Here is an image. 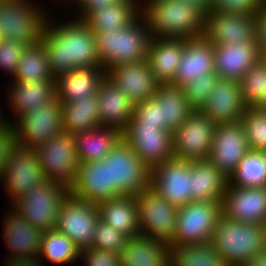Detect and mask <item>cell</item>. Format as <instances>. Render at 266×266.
<instances>
[{
  "label": "cell",
  "instance_id": "6da1fadb",
  "mask_svg": "<svg viewBox=\"0 0 266 266\" xmlns=\"http://www.w3.org/2000/svg\"><path fill=\"white\" fill-rule=\"evenodd\" d=\"M42 43L54 79L77 68L102 67L96 49L95 34L84 20L71 19L61 25L47 20Z\"/></svg>",
  "mask_w": 266,
  "mask_h": 266
},
{
  "label": "cell",
  "instance_id": "7a4b0ae2",
  "mask_svg": "<svg viewBox=\"0 0 266 266\" xmlns=\"http://www.w3.org/2000/svg\"><path fill=\"white\" fill-rule=\"evenodd\" d=\"M145 3H141V15L152 37L193 39L204 35L205 15L193 6L181 0Z\"/></svg>",
  "mask_w": 266,
  "mask_h": 266
},
{
  "label": "cell",
  "instance_id": "3957f363",
  "mask_svg": "<svg viewBox=\"0 0 266 266\" xmlns=\"http://www.w3.org/2000/svg\"><path fill=\"white\" fill-rule=\"evenodd\" d=\"M210 243L231 266H243L266 252V225L219 217Z\"/></svg>",
  "mask_w": 266,
  "mask_h": 266
},
{
  "label": "cell",
  "instance_id": "277c9868",
  "mask_svg": "<svg viewBox=\"0 0 266 266\" xmlns=\"http://www.w3.org/2000/svg\"><path fill=\"white\" fill-rule=\"evenodd\" d=\"M151 33L140 14L122 29L95 34L99 61L108 71L114 66L147 60Z\"/></svg>",
  "mask_w": 266,
  "mask_h": 266
},
{
  "label": "cell",
  "instance_id": "5b68a950",
  "mask_svg": "<svg viewBox=\"0 0 266 266\" xmlns=\"http://www.w3.org/2000/svg\"><path fill=\"white\" fill-rule=\"evenodd\" d=\"M69 188L52 181L31 186L23 196L13 201V211L42 232L56 228L63 200Z\"/></svg>",
  "mask_w": 266,
  "mask_h": 266
},
{
  "label": "cell",
  "instance_id": "8992f818",
  "mask_svg": "<svg viewBox=\"0 0 266 266\" xmlns=\"http://www.w3.org/2000/svg\"><path fill=\"white\" fill-rule=\"evenodd\" d=\"M29 0H8L0 2V34L3 40L32 46L42 41L48 20L39 6ZM41 10V11H40Z\"/></svg>",
  "mask_w": 266,
  "mask_h": 266
},
{
  "label": "cell",
  "instance_id": "52a82bcc",
  "mask_svg": "<svg viewBox=\"0 0 266 266\" xmlns=\"http://www.w3.org/2000/svg\"><path fill=\"white\" fill-rule=\"evenodd\" d=\"M46 181L69 188L74 184L79 165L75 135L62 131L34 149Z\"/></svg>",
  "mask_w": 266,
  "mask_h": 266
},
{
  "label": "cell",
  "instance_id": "ba28073f",
  "mask_svg": "<svg viewBox=\"0 0 266 266\" xmlns=\"http://www.w3.org/2000/svg\"><path fill=\"white\" fill-rule=\"evenodd\" d=\"M103 161H109L110 184L120 195L136 196L150 187L151 170L123 138Z\"/></svg>",
  "mask_w": 266,
  "mask_h": 266
},
{
  "label": "cell",
  "instance_id": "9c48e42d",
  "mask_svg": "<svg viewBox=\"0 0 266 266\" xmlns=\"http://www.w3.org/2000/svg\"><path fill=\"white\" fill-rule=\"evenodd\" d=\"M12 125L18 147L32 149L46 143L52 136L58 135L63 128L62 104L56 98L50 104L32 109Z\"/></svg>",
  "mask_w": 266,
  "mask_h": 266
},
{
  "label": "cell",
  "instance_id": "30bf717a",
  "mask_svg": "<svg viewBox=\"0 0 266 266\" xmlns=\"http://www.w3.org/2000/svg\"><path fill=\"white\" fill-rule=\"evenodd\" d=\"M222 214V202L191 201L178 209L171 244H201L211 240Z\"/></svg>",
  "mask_w": 266,
  "mask_h": 266
},
{
  "label": "cell",
  "instance_id": "8fae6325",
  "mask_svg": "<svg viewBox=\"0 0 266 266\" xmlns=\"http://www.w3.org/2000/svg\"><path fill=\"white\" fill-rule=\"evenodd\" d=\"M140 234L171 244L178 207L171 205L151 187L136 195Z\"/></svg>",
  "mask_w": 266,
  "mask_h": 266
},
{
  "label": "cell",
  "instance_id": "7c38bea8",
  "mask_svg": "<svg viewBox=\"0 0 266 266\" xmlns=\"http://www.w3.org/2000/svg\"><path fill=\"white\" fill-rule=\"evenodd\" d=\"M215 124L199 110H194L172 132L173 156L185 161L207 160L210 157Z\"/></svg>",
  "mask_w": 266,
  "mask_h": 266
},
{
  "label": "cell",
  "instance_id": "4fadbf2b",
  "mask_svg": "<svg viewBox=\"0 0 266 266\" xmlns=\"http://www.w3.org/2000/svg\"><path fill=\"white\" fill-rule=\"evenodd\" d=\"M122 138L150 170L174 158L172 132L160 126L140 124L132 117L122 131Z\"/></svg>",
  "mask_w": 266,
  "mask_h": 266
},
{
  "label": "cell",
  "instance_id": "5bb4252c",
  "mask_svg": "<svg viewBox=\"0 0 266 266\" xmlns=\"http://www.w3.org/2000/svg\"><path fill=\"white\" fill-rule=\"evenodd\" d=\"M98 220L96 204L69 193L60 208L56 229L70 238L79 250H83L91 247Z\"/></svg>",
  "mask_w": 266,
  "mask_h": 266
},
{
  "label": "cell",
  "instance_id": "9a60e30c",
  "mask_svg": "<svg viewBox=\"0 0 266 266\" xmlns=\"http://www.w3.org/2000/svg\"><path fill=\"white\" fill-rule=\"evenodd\" d=\"M150 187L178 208L191 202V161L172 158L151 169Z\"/></svg>",
  "mask_w": 266,
  "mask_h": 266
},
{
  "label": "cell",
  "instance_id": "2e32d148",
  "mask_svg": "<svg viewBox=\"0 0 266 266\" xmlns=\"http://www.w3.org/2000/svg\"><path fill=\"white\" fill-rule=\"evenodd\" d=\"M241 121L217 124L208 160L227 177L236 171L239 162L249 151Z\"/></svg>",
  "mask_w": 266,
  "mask_h": 266
},
{
  "label": "cell",
  "instance_id": "e0dca14e",
  "mask_svg": "<svg viewBox=\"0 0 266 266\" xmlns=\"http://www.w3.org/2000/svg\"><path fill=\"white\" fill-rule=\"evenodd\" d=\"M0 180L5 183V192L12 202L26 194L31 186L45 181L37 155L32 149L16 147L1 172Z\"/></svg>",
  "mask_w": 266,
  "mask_h": 266
},
{
  "label": "cell",
  "instance_id": "ac0fdd59",
  "mask_svg": "<svg viewBox=\"0 0 266 266\" xmlns=\"http://www.w3.org/2000/svg\"><path fill=\"white\" fill-rule=\"evenodd\" d=\"M222 214L232 220L266 225V186H227Z\"/></svg>",
  "mask_w": 266,
  "mask_h": 266
},
{
  "label": "cell",
  "instance_id": "d6986e66",
  "mask_svg": "<svg viewBox=\"0 0 266 266\" xmlns=\"http://www.w3.org/2000/svg\"><path fill=\"white\" fill-rule=\"evenodd\" d=\"M255 15L209 12L205 16L204 37L214 46L256 41Z\"/></svg>",
  "mask_w": 266,
  "mask_h": 266
},
{
  "label": "cell",
  "instance_id": "ffe728a7",
  "mask_svg": "<svg viewBox=\"0 0 266 266\" xmlns=\"http://www.w3.org/2000/svg\"><path fill=\"white\" fill-rule=\"evenodd\" d=\"M69 192L94 204L120 196L110 184L109 161L103 160L79 163L75 182Z\"/></svg>",
  "mask_w": 266,
  "mask_h": 266
},
{
  "label": "cell",
  "instance_id": "44dd1931",
  "mask_svg": "<svg viewBox=\"0 0 266 266\" xmlns=\"http://www.w3.org/2000/svg\"><path fill=\"white\" fill-rule=\"evenodd\" d=\"M107 77L120 87L134 105L153 97L160 84L147 60L114 66L107 71Z\"/></svg>",
  "mask_w": 266,
  "mask_h": 266
},
{
  "label": "cell",
  "instance_id": "7402d4cb",
  "mask_svg": "<svg viewBox=\"0 0 266 266\" xmlns=\"http://www.w3.org/2000/svg\"><path fill=\"white\" fill-rule=\"evenodd\" d=\"M245 109L239 81L219 78L199 111L222 124L239 121Z\"/></svg>",
  "mask_w": 266,
  "mask_h": 266
},
{
  "label": "cell",
  "instance_id": "603a6c76",
  "mask_svg": "<svg viewBox=\"0 0 266 266\" xmlns=\"http://www.w3.org/2000/svg\"><path fill=\"white\" fill-rule=\"evenodd\" d=\"M260 59L257 41L214 46V68L221 79L240 81Z\"/></svg>",
  "mask_w": 266,
  "mask_h": 266
},
{
  "label": "cell",
  "instance_id": "cb8c5ba5",
  "mask_svg": "<svg viewBox=\"0 0 266 266\" xmlns=\"http://www.w3.org/2000/svg\"><path fill=\"white\" fill-rule=\"evenodd\" d=\"M214 71V45L204 36L186 39L182 59L171 84L185 87L193 79Z\"/></svg>",
  "mask_w": 266,
  "mask_h": 266
},
{
  "label": "cell",
  "instance_id": "d4e9b609",
  "mask_svg": "<svg viewBox=\"0 0 266 266\" xmlns=\"http://www.w3.org/2000/svg\"><path fill=\"white\" fill-rule=\"evenodd\" d=\"M106 77L107 71L103 67L73 69L55 79L56 99L68 103L97 96Z\"/></svg>",
  "mask_w": 266,
  "mask_h": 266
},
{
  "label": "cell",
  "instance_id": "484cf974",
  "mask_svg": "<svg viewBox=\"0 0 266 266\" xmlns=\"http://www.w3.org/2000/svg\"><path fill=\"white\" fill-rule=\"evenodd\" d=\"M3 236L11 258H38L43 232L11 210L4 219Z\"/></svg>",
  "mask_w": 266,
  "mask_h": 266
},
{
  "label": "cell",
  "instance_id": "4316f807",
  "mask_svg": "<svg viewBox=\"0 0 266 266\" xmlns=\"http://www.w3.org/2000/svg\"><path fill=\"white\" fill-rule=\"evenodd\" d=\"M100 126L123 131L133 117L135 105L113 81L106 77L98 90Z\"/></svg>",
  "mask_w": 266,
  "mask_h": 266
},
{
  "label": "cell",
  "instance_id": "83f0119b",
  "mask_svg": "<svg viewBox=\"0 0 266 266\" xmlns=\"http://www.w3.org/2000/svg\"><path fill=\"white\" fill-rule=\"evenodd\" d=\"M186 39L151 37L147 61L155 79L171 83L181 62Z\"/></svg>",
  "mask_w": 266,
  "mask_h": 266
},
{
  "label": "cell",
  "instance_id": "f1b7e54d",
  "mask_svg": "<svg viewBox=\"0 0 266 266\" xmlns=\"http://www.w3.org/2000/svg\"><path fill=\"white\" fill-rule=\"evenodd\" d=\"M120 255L121 266H171L170 245L142 234L129 237Z\"/></svg>",
  "mask_w": 266,
  "mask_h": 266
},
{
  "label": "cell",
  "instance_id": "f546056e",
  "mask_svg": "<svg viewBox=\"0 0 266 266\" xmlns=\"http://www.w3.org/2000/svg\"><path fill=\"white\" fill-rule=\"evenodd\" d=\"M229 178L208 159L191 162V201H219L225 196Z\"/></svg>",
  "mask_w": 266,
  "mask_h": 266
},
{
  "label": "cell",
  "instance_id": "4dcf8cb0",
  "mask_svg": "<svg viewBox=\"0 0 266 266\" xmlns=\"http://www.w3.org/2000/svg\"><path fill=\"white\" fill-rule=\"evenodd\" d=\"M96 205L101 221L128 238L140 234L136 196L120 195Z\"/></svg>",
  "mask_w": 266,
  "mask_h": 266
},
{
  "label": "cell",
  "instance_id": "1f68e13d",
  "mask_svg": "<svg viewBox=\"0 0 266 266\" xmlns=\"http://www.w3.org/2000/svg\"><path fill=\"white\" fill-rule=\"evenodd\" d=\"M154 95L159 99L160 129L174 132L194 111L183 87L162 83Z\"/></svg>",
  "mask_w": 266,
  "mask_h": 266
},
{
  "label": "cell",
  "instance_id": "d6a6232c",
  "mask_svg": "<svg viewBox=\"0 0 266 266\" xmlns=\"http://www.w3.org/2000/svg\"><path fill=\"white\" fill-rule=\"evenodd\" d=\"M11 83L8 97L14 117L20 118L36 107L50 104L56 98L55 81Z\"/></svg>",
  "mask_w": 266,
  "mask_h": 266
},
{
  "label": "cell",
  "instance_id": "836d02e7",
  "mask_svg": "<svg viewBox=\"0 0 266 266\" xmlns=\"http://www.w3.org/2000/svg\"><path fill=\"white\" fill-rule=\"evenodd\" d=\"M74 135L79 163L105 159L122 138L121 131L106 126H100Z\"/></svg>",
  "mask_w": 266,
  "mask_h": 266
},
{
  "label": "cell",
  "instance_id": "e575fe53",
  "mask_svg": "<svg viewBox=\"0 0 266 266\" xmlns=\"http://www.w3.org/2000/svg\"><path fill=\"white\" fill-rule=\"evenodd\" d=\"M142 0H122L92 12L84 21L94 34L122 29L141 14Z\"/></svg>",
  "mask_w": 266,
  "mask_h": 266
},
{
  "label": "cell",
  "instance_id": "d590c367",
  "mask_svg": "<svg viewBox=\"0 0 266 266\" xmlns=\"http://www.w3.org/2000/svg\"><path fill=\"white\" fill-rule=\"evenodd\" d=\"M61 104L64 131L74 135L100 127L98 95Z\"/></svg>",
  "mask_w": 266,
  "mask_h": 266
},
{
  "label": "cell",
  "instance_id": "8d00e7d4",
  "mask_svg": "<svg viewBox=\"0 0 266 266\" xmlns=\"http://www.w3.org/2000/svg\"><path fill=\"white\" fill-rule=\"evenodd\" d=\"M43 81H55V79L51 75L48 52L41 41L38 44L25 47L13 82L37 83Z\"/></svg>",
  "mask_w": 266,
  "mask_h": 266
},
{
  "label": "cell",
  "instance_id": "74e56055",
  "mask_svg": "<svg viewBox=\"0 0 266 266\" xmlns=\"http://www.w3.org/2000/svg\"><path fill=\"white\" fill-rule=\"evenodd\" d=\"M171 266H231L210 242L170 244Z\"/></svg>",
  "mask_w": 266,
  "mask_h": 266
},
{
  "label": "cell",
  "instance_id": "f35d334b",
  "mask_svg": "<svg viewBox=\"0 0 266 266\" xmlns=\"http://www.w3.org/2000/svg\"><path fill=\"white\" fill-rule=\"evenodd\" d=\"M229 186H266V152L249 150L229 178Z\"/></svg>",
  "mask_w": 266,
  "mask_h": 266
},
{
  "label": "cell",
  "instance_id": "ab89813d",
  "mask_svg": "<svg viewBox=\"0 0 266 266\" xmlns=\"http://www.w3.org/2000/svg\"><path fill=\"white\" fill-rule=\"evenodd\" d=\"M43 257L54 264H73L80 259V250L70 238L55 228L43 232L38 259L41 260Z\"/></svg>",
  "mask_w": 266,
  "mask_h": 266
},
{
  "label": "cell",
  "instance_id": "60d3db41",
  "mask_svg": "<svg viewBox=\"0 0 266 266\" xmlns=\"http://www.w3.org/2000/svg\"><path fill=\"white\" fill-rule=\"evenodd\" d=\"M246 108L266 109V64L260 59L240 79Z\"/></svg>",
  "mask_w": 266,
  "mask_h": 266
},
{
  "label": "cell",
  "instance_id": "b9f144b4",
  "mask_svg": "<svg viewBox=\"0 0 266 266\" xmlns=\"http://www.w3.org/2000/svg\"><path fill=\"white\" fill-rule=\"evenodd\" d=\"M240 121L249 149L266 152V109L246 108Z\"/></svg>",
  "mask_w": 266,
  "mask_h": 266
},
{
  "label": "cell",
  "instance_id": "7bdbcfd3",
  "mask_svg": "<svg viewBox=\"0 0 266 266\" xmlns=\"http://www.w3.org/2000/svg\"><path fill=\"white\" fill-rule=\"evenodd\" d=\"M128 237L105 222L98 220L91 248L121 254Z\"/></svg>",
  "mask_w": 266,
  "mask_h": 266
},
{
  "label": "cell",
  "instance_id": "ee69618b",
  "mask_svg": "<svg viewBox=\"0 0 266 266\" xmlns=\"http://www.w3.org/2000/svg\"><path fill=\"white\" fill-rule=\"evenodd\" d=\"M219 75L214 71L205 77L195 78L183 87L186 97L194 110H199L206 102L210 91L214 88Z\"/></svg>",
  "mask_w": 266,
  "mask_h": 266
},
{
  "label": "cell",
  "instance_id": "f6af8a7d",
  "mask_svg": "<svg viewBox=\"0 0 266 266\" xmlns=\"http://www.w3.org/2000/svg\"><path fill=\"white\" fill-rule=\"evenodd\" d=\"M265 3L266 0H211L210 12L256 15Z\"/></svg>",
  "mask_w": 266,
  "mask_h": 266
},
{
  "label": "cell",
  "instance_id": "bcb514c9",
  "mask_svg": "<svg viewBox=\"0 0 266 266\" xmlns=\"http://www.w3.org/2000/svg\"><path fill=\"white\" fill-rule=\"evenodd\" d=\"M25 45L11 40L0 42V68L14 78Z\"/></svg>",
  "mask_w": 266,
  "mask_h": 266
},
{
  "label": "cell",
  "instance_id": "7dc6e473",
  "mask_svg": "<svg viewBox=\"0 0 266 266\" xmlns=\"http://www.w3.org/2000/svg\"><path fill=\"white\" fill-rule=\"evenodd\" d=\"M133 117L140 124L160 126L159 99L154 95L150 99L136 104Z\"/></svg>",
  "mask_w": 266,
  "mask_h": 266
},
{
  "label": "cell",
  "instance_id": "c3c4849f",
  "mask_svg": "<svg viewBox=\"0 0 266 266\" xmlns=\"http://www.w3.org/2000/svg\"><path fill=\"white\" fill-rule=\"evenodd\" d=\"M85 260L86 266H121V255L94 248L80 250V258Z\"/></svg>",
  "mask_w": 266,
  "mask_h": 266
},
{
  "label": "cell",
  "instance_id": "681fc988",
  "mask_svg": "<svg viewBox=\"0 0 266 266\" xmlns=\"http://www.w3.org/2000/svg\"><path fill=\"white\" fill-rule=\"evenodd\" d=\"M17 147L15 133L12 125L6 123L0 129V176L6 166L11 152Z\"/></svg>",
  "mask_w": 266,
  "mask_h": 266
},
{
  "label": "cell",
  "instance_id": "f907efd6",
  "mask_svg": "<svg viewBox=\"0 0 266 266\" xmlns=\"http://www.w3.org/2000/svg\"><path fill=\"white\" fill-rule=\"evenodd\" d=\"M256 41L260 53L266 52V3L255 15Z\"/></svg>",
  "mask_w": 266,
  "mask_h": 266
},
{
  "label": "cell",
  "instance_id": "816d5d0a",
  "mask_svg": "<svg viewBox=\"0 0 266 266\" xmlns=\"http://www.w3.org/2000/svg\"><path fill=\"white\" fill-rule=\"evenodd\" d=\"M120 1L122 0H80L76 5L79 9L78 11L81 12L77 14L79 15L78 19L85 20L95 10Z\"/></svg>",
  "mask_w": 266,
  "mask_h": 266
},
{
  "label": "cell",
  "instance_id": "f5cc1de1",
  "mask_svg": "<svg viewBox=\"0 0 266 266\" xmlns=\"http://www.w3.org/2000/svg\"><path fill=\"white\" fill-rule=\"evenodd\" d=\"M6 266H44L42 260L34 257L11 258L6 259Z\"/></svg>",
  "mask_w": 266,
  "mask_h": 266
},
{
  "label": "cell",
  "instance_id": "db71d44e",
  "mask_svg": "<svg viewBox=\"0 0 266 266\" xmlns=\"http://www.w3.org/2000/svg\"><path fill=\"white\" fill-rule=\"evenodd\" d=\"M187 5H191L194 8L198 9L205 16L210 12V2L211 0H181Z\"/></svg>",
  "mask_w": 266,
  "mask_h": 266
},
{
  "label": "cell",
  "instance_id": "11a10c76",
  "mask_svg": "<svg viewBox=\"0 0 266 266\" xmlns=\"http://www.w3.org/2000/svg\"><path fill=\"white\" fill-rule=\"evenodd\" d=\"M243 266H266V252L261 253L253 261L247 262Z\"/></svg>",
  "mask_w": 266,
  "mask_h": 266
},
{
  "label": "cell",
  "instance_id": "9f6ffc18",
  "mask_svg": "<svg viewBox=\"0 0 266 266\" xmlns=\"http://www.w3.org/2000/svg\"><path fill=\"white\" fill-rule=\"evenodd\" d=\"M0 112H1V110H0ZM4 119L5 118H3L1 113H0V129L6 124V121Z\"/></svg>",
  "mask_w": 266,
  "mask_h": 266
},
{
  "label": "cell",
  "instance_id": "6f0895ef",
  "mask_svg": "<svg viewBox=\"0 0 266 266\" xmlns=\"http://www.w3.org/2000/svg\"><path fill=\"white\" fill-rule=\"evenodd\" d=\"M261 59L266 64V52L261 53Z\"/></svg>",
  "mask_w": 266,
  "mask_h": 266
},
{
  "label": "cell",
  "instance_id": "680465c9",
  "mask_svg": "<svg viewBox=\"0 0 266 266\" xmlns=\"http://www.w3.org/2000/svg\"><path fill=\"white\" fill-rule=\"evenodd\" d=\"M79 1H80V0H72L71 2H72V3L74 2V3L77 5V4L79 3Z\"/></svg>",
  "mask_w": 266,
  "mask_h": 266
}]
</instances>
